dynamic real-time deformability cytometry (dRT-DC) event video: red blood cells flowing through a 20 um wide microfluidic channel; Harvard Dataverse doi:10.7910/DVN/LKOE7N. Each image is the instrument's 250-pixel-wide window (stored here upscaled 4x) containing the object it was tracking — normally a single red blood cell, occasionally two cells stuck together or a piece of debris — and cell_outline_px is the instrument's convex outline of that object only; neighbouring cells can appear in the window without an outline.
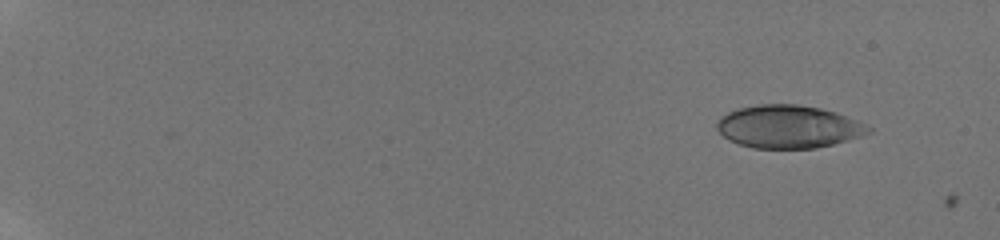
{"species": "human", "species_latin": "Homo sapiens", "temperature_condition": "room temperature", "stored_images_in_passage": 10, "camera_frame_rate_fps": 3000, "um_per_image_px": 0.085, "donor": {"sex": "male"}, "frame": {"image": 1, "passage_image": 2, "time_ms": 1.0, "image_size_px": [1000, 240], "cell_outline_px": [[872, 132], [848, 140], [816, 148], [752, 148], [740, 144], [724, 136], [716, 128], [716, 124], [728, 112], [740, 108], [760, 104], [796, 104], [820, 108], [856, 120], [872, 128]], "centroid_in_image_um": [67.03, 10.77], "position_along_channel_um": 18.0, "area_um2": 37.28}}
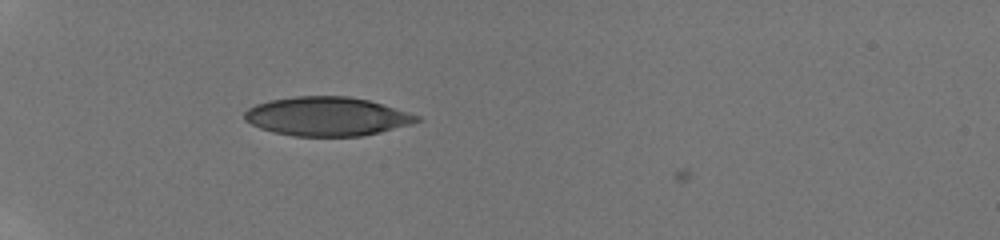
{"frame": {"image": 2, "passage_image": 7, "time_ms": 6.0, "image_size_px": [1000, 240], "cell_outline_px": [[420, 120], [412, 124], [380, 132], [360, 136], [292, 136], [260, 128], [244, 120], [244, 112], [248, 108], [256, 104], [268, 100], [292, 96], [348, 96], [368, 100], [420, 116]], "centroid_in_image_um": [27.76, 9.89], "position_along_channel_um": 57.2, "area_um2": 38.96}}
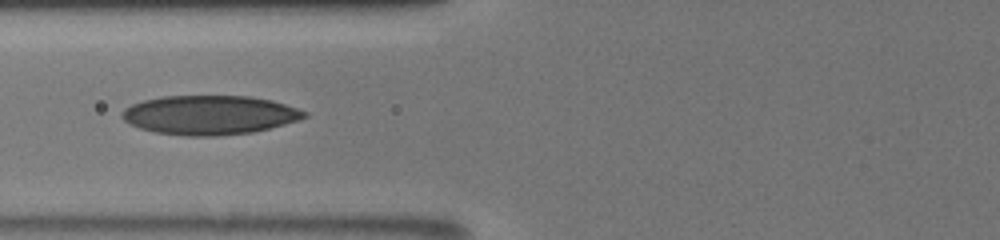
{"frame": {"image": 3, "passage_image": 9, "time_ms": 8.0, "image_size_px": [1000, 240], "cell_outline_px": [[308, 116], [300, 120], [252, 132], [220, 136], [188, 136], [156, 132], [140, 128], [128, 124], [120, 116], [120, 112], [124, 108], [132, 104], [144, 100], [160, 96], [252, 96], [272, 100], [308, 112]], "centroid_in_image_um": [17.79, 9.77], "position_along_channel_um": 108.0, "area_um2": 41.79}}